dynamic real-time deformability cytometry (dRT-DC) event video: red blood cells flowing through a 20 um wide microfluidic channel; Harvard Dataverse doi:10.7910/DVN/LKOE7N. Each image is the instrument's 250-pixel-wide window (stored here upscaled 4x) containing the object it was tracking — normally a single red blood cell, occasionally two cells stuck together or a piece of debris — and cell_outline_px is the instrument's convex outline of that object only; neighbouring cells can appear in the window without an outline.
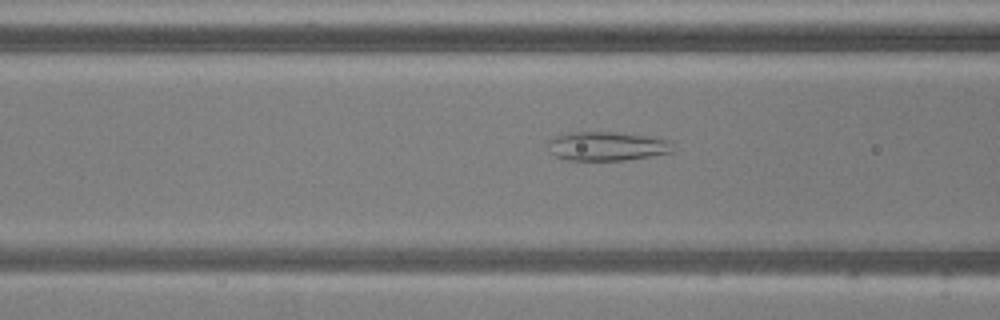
{"species": "common noctule bat (a hibernating species)", "species_latin": "Nyctalus noctula", "temperature_condition": "warm", "stored_images_in_passage": 48, "camera_frame_rate_fps": 3000, "um_per_image_px": 0.085, "animal": {"sex": "male", "body_mass_g": 20.5, "forearm_length_mm": 52.5}, "frame": {"image": 1, "passage_image": 19, "time_ms": 6.0, "image_size_px": [1000, 320], "cell_outline_px": [[672, 152], [652, 156], [624, 160], [568, 160], [556, 156], [548, 152], [548, 140], [556, 136], [572, 132], [616, 132], [648, 136], [668, 140]], "centroid_in_image_um": [51.53, 12.43], "position_along_channel_um": 115.1, "area_um2": 20.98}}
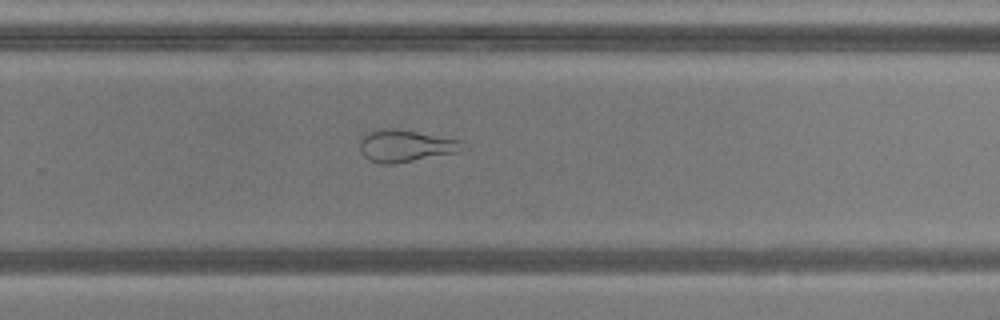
{"frame": {"image": 2, "passage_image": 33, "time_ms": 10.667, "image_size_px": [1000, 320], "cell_outline_px": [[468, 148], [460, 152], [396, 164], [380, 164], [368, 160], [360, 152], [360, 136], [364, 132], [380, 128], [400, 128], [460, 140]], "centroid_in_image_um": [34.45, 12.39], "position_along_channel_um": 295.3, "area_um2": 19.94}}
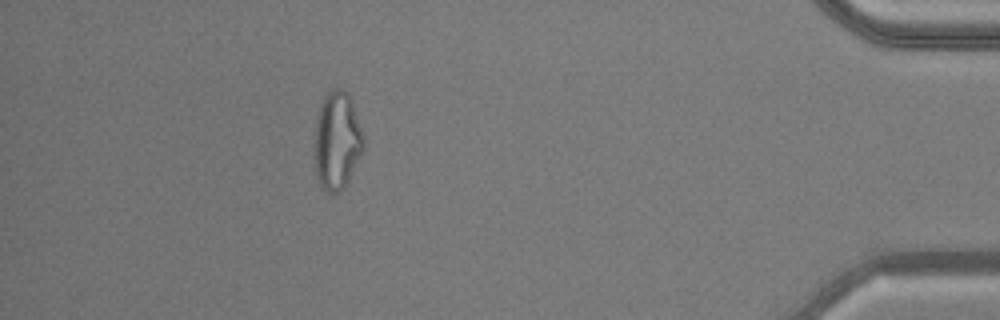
{"frame": {"image": 3, "passage_image": 46, "time_ms": 15.0, "image_size_px": [1000, 320], "cell_outline_px": [[364, 148], [344, 188], [340, 192], [328, 192], [320, 184], [316, 176], [312, 148], [316, 116], [320, 104], [324, 96], [332, 88], [340, 88], [348, 92], [364, 136]], "centroid_in_image_um": [28.6, 11.94], "position_along_channel_um": 406.6, "area_um2": 28.5}}